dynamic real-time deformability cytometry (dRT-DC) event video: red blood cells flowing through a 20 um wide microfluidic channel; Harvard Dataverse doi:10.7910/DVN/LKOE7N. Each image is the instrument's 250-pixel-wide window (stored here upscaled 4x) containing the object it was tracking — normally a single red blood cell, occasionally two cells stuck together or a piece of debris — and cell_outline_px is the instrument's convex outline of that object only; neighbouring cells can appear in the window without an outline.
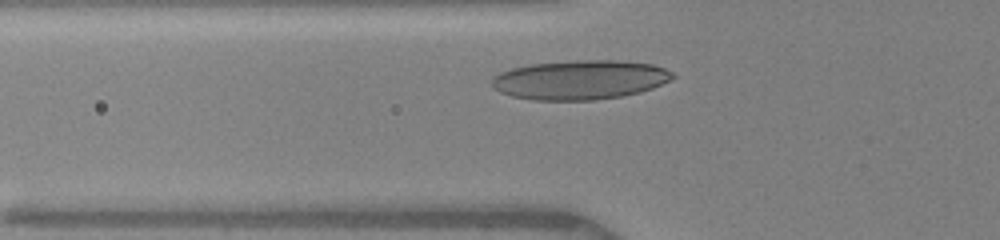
{"species": "human", "species_latin": "Homo sapiens", "temperature_condition": "warm", "stored_images_in_passage": 30, "camera_frame_rate_fps": 3000, "um_per_image_px": 0.085, "donor": {"sex": "female"}, "frame": {"image": 1, "passage_image": 5, "time_ms": 2.0, "image_size_px": [1000, 240], "cell_outline_px": [[676, 76], [652, 88], [640, 92], [620, 96], [592, 100], [532, 100], [512, 96], [500, 92], [492, 84], [492, 80], [500, 72], [512, 68], [528, 64], [580, 60], [620, 60], [652, 64], [664, 68], [672, 72]], "centroid_in_image_um": [49.3, 6.78], "position_along_channel_um": 76.5, "area_um2": 41.21}}
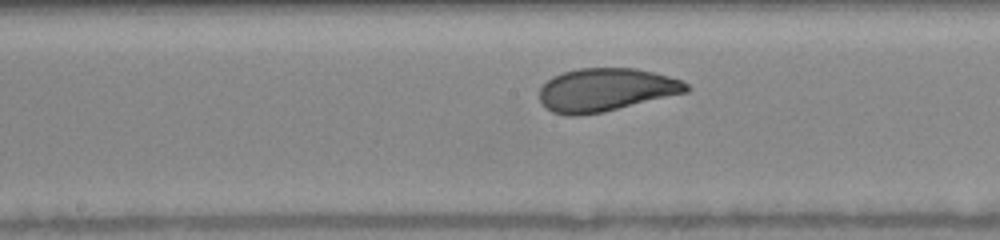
{"frame": {"image": 2, "passage_image": 14, "time_ms": 5.0, "image_size_px": [1000, 240], "cell_outline_px": [[692, 88], [688, 92], [604, 112], [576, 116], [568, 116], [552, 112], [544, 108], [540, 100], [540, 88], [552, 76], [564, 72], [580, 68], [636, 68], [652, 72], [680, 80], [688, 84]], "centroid_in_image_um": [51.48, 7.65], "position_along_channel_um": 196.7, "area_um2": 36.99}}
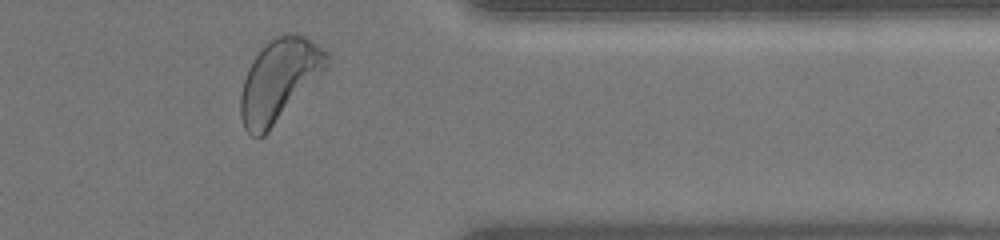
{"frame": {"image": 3, "passage_image": 28, "time_ms": 10.0, "image_size_px": [1000, 240], "cell_outline_px": [[332, 60], [268, 132], [264, 136], [252, 136], [244, 128], [240, 116], [240, 96], [244, 80], [248, 68], [256, 56], [276, 36], [288, 32], [304, 36], [324, 48], [332, 56]], "centroid_in_image_um": [23.72, 6.8], "position_along_channel_um": 387.7, "area_um2": 40.34}, "authors_computed_cell_mechanics": {"area_um2": 37.3966, "velocity_mm_per_s": 3.9887, "shape_relaxation_time_tau1_ms": 2.6969, "shape_relaxation_time_tau2_ms": 1.0582, "deformation_change_tau1": 0.1315, "deformation_change_tau2": 0.0566}}